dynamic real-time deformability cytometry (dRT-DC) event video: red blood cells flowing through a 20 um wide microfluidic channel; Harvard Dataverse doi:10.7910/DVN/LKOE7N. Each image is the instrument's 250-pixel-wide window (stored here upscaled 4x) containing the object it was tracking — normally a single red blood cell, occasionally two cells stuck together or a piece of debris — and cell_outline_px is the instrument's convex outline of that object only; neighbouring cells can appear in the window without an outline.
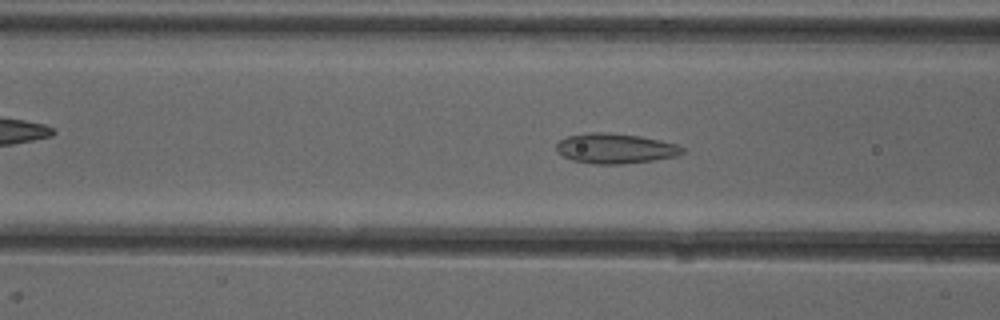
{"species": "common noctule bat (a hibernating species)", "species_latin": "Nyctalus noctula", "temperature_condition": "cold", "stored_images_in_passage": 50, "camera_frame_rate_fps": 3000, "um_per_image_px": 0.085, "animal": {"sex": "female"}, "frame": {"image": 1, "passage_image": 19, "time_ms": 6.0, "image_size_px": [1000, 320], "cell_outline_px": [[684, 152], [676, 156], [652, 160], [620, 164], [592, 164], [572, 160], [556, 152], [556, 144], [560, 140], [568, 136], [588, 132], [608, 132], [640, 136], [660, 140], [676, 144], [684, 148]], "centroid_in_image_um": [52.27, 12.61], "position_along_channel_um": 114.3, "area_um2": 22.08}}
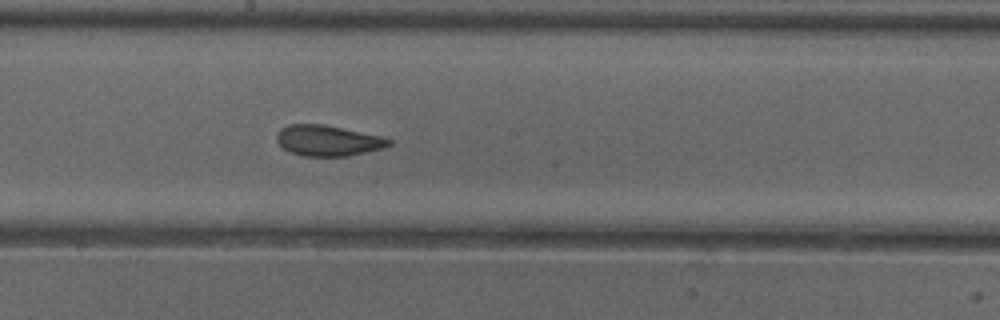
{"frame": {"image": 2, "passage_image": 27, "time_ms": 8.667, "image_size_px": [1000, 320], "cell_outline_px": [[392, 144], [384, 148], [348, 156], [304, 156], [292, 152], [284, 148], [276, 140], [276, 136], [280, 128], [288, 124], [324, 124], [380, 136], [392, 140]], "centroid_in_image_um": [27.87, 11.94], "position_along_channel_um": 220.3, "area_um2": 20.0}}
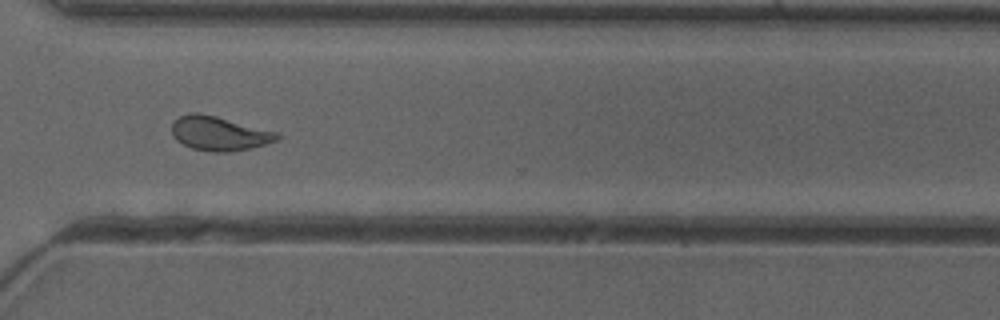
{"frame": {"image": 3, "passage_image": 37, "time_ms": 12.0, "image_size_px": [1000, 320], "cell_outline_px": [[280, 140], [252, 148], [228, 152], [212, 152], [192, 148], [176, 140], [172, 132], [172, 120], [188, 112], [196, 112], [216, 116], [280, 132]], "centroid_in_image_um": [18.66, 11.34], "position_along_channel_um": 351.9, "area_um2": 21.27}, "authors_computed_cell_mechanics": {"area_um2": 21.1837, "velocity_mm_per_s": 3.9604, "shape_relaxation_time_tau1_ms": null, "shape_relaxation_time_tau2_ms": 1.2482, "deformation_change_tau1": null, "deformation_change_tau2": 0.0798}}